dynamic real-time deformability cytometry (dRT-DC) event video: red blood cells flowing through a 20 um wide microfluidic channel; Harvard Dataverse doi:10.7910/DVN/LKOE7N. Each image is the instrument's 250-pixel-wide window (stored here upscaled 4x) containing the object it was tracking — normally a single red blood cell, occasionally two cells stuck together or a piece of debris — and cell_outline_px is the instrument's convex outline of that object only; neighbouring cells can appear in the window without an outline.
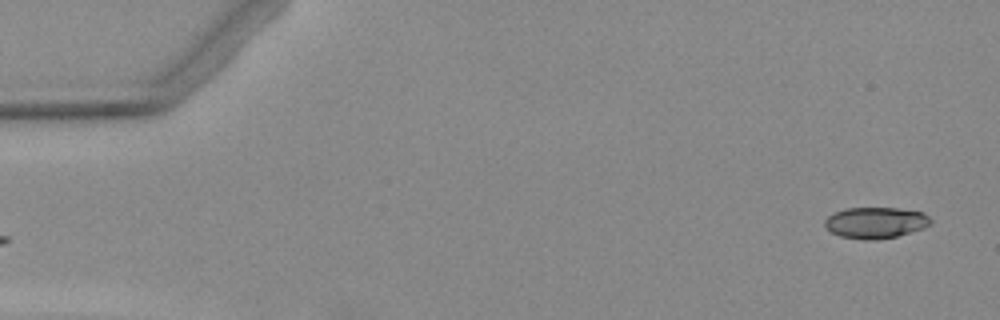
{"species": "Egyptian fruit bat (a non-hibernating species)", "species_latin": "Rousettus aegyptiacus", "temperature_condition": "warm", "stored_images_in_passage": 2, "camera_frame_rate_fps": 3000, "um_per_image_px": 0.085, "animal": {"sex": "female"}, "frame": {"image": 1, "passage_image": 2, "time_ms": 1.333, "image_size_px": [1000, 320], "cell_outline_px": [[932, 224], [924, 228], [896, 236], [876, 240], [864, 240], [840, 236], [832, 232], [824, 224], [824, 220], [828, 216], [836, 212], [848, 208], [896, 208], [924, 212], [932, 220]], "centroid_in_image_um": [74.45, 18.93], "position_along_channel_um": 10.5, "area_um2": 19.19}}